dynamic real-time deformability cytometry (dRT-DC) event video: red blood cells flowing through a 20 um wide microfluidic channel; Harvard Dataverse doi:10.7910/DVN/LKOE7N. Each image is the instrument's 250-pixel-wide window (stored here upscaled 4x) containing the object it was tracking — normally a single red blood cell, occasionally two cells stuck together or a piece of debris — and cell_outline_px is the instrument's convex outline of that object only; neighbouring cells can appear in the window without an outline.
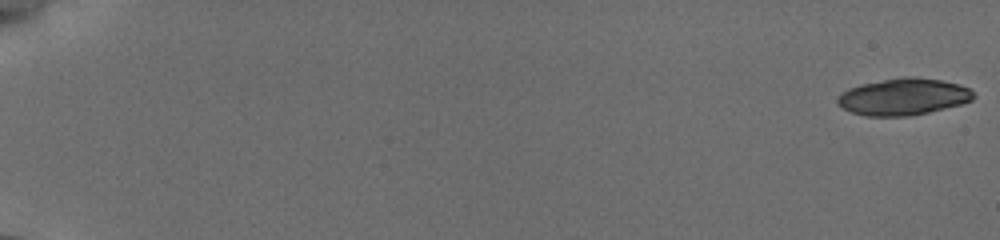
{"species": "common noctule bat (a hibernating species)", "species_latin": "Nyctalus noctula", "temperature_condition": "cold", "stored_images_in_passage": 32, "camera_frame_rate_fps": 3000, "um_per_image_px": 0.085, "animal": {"sex": "female", "body_mass_g": 19.5, "forearm_length_mm": 54.1}, "frame": {"image": 1, "passage_image": 1, "time_ms": 0.0, "image_size_px": [1000, 240], "cell_outline_px": [[976, 96], [972, 100], [960, 104], [912, 116], [864, 116], [852, 112], [836, 104], [836, 96], [848, 88], [860, 84], [904, 76], [940, 80], [960, 84], [968, 88]], "centroid_in_image_um": [76.74, 8.23], "position_along_channel_um": 8.3, "area_um2": 29.13}}
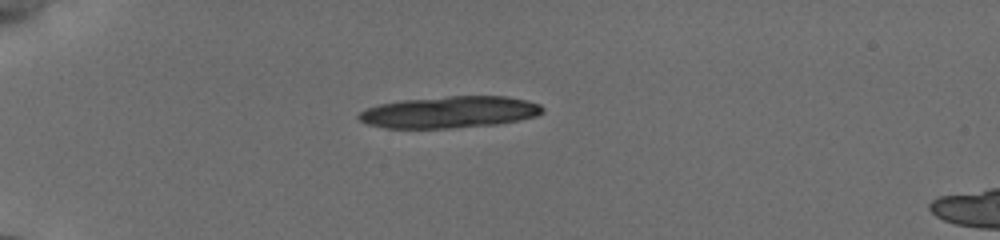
{"frame": {"image": 2, "passage_image": 26, "time_ms": 5.333, "image_size_px": [1000, 240], "cell_outline_px": [[544, 112], [536, 116], [496, 124], [452, 128], [384, 128], [368, 124], [360, 120], [356, 116], [360, 112], [376, 104], [404, 100], [448, 96], [508, 96], [528, 100], [540, 104], [544, 108]], "centroid_in_image_um": [38.22, 9.52], "position_along_channel_um": 46.8, "area_um2": 33.99}}